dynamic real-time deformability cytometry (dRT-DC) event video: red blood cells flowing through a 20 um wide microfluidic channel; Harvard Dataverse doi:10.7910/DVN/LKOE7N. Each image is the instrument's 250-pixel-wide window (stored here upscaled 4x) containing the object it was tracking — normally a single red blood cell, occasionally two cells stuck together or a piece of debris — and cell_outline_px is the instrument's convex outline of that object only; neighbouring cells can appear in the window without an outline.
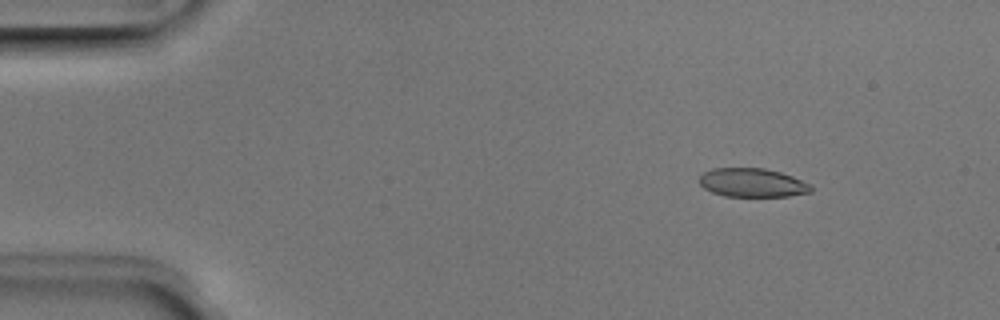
{"species": "Egyptian fruit bat (a non-hibernating species)", "species_latin": "Rousettus aegyptiacus", "temperature_condition": "room temperature", "stored_images_in_passage": 15, "camera_frame_rate_fps": 3000, "um_per_image_px": 0.085, "animal": {"sex": "male"}, "frame": {"image": 1, "passage_image": 7, "time_ms": 2.0, "image_size_px": [1000, 320], "cell_outline_px": [[812, 192], [788, 196], [724, 196], [712, 192], [704, 188], [700, 184], [700, 176], [704, 172], [712, 168], [764, 168], [780, 172], [792, 176], [812, 184]], "centroid_in_image_um": [63.97, 15.53], "position_along_channel_um": 21.0, "area_um2": 18.73}}